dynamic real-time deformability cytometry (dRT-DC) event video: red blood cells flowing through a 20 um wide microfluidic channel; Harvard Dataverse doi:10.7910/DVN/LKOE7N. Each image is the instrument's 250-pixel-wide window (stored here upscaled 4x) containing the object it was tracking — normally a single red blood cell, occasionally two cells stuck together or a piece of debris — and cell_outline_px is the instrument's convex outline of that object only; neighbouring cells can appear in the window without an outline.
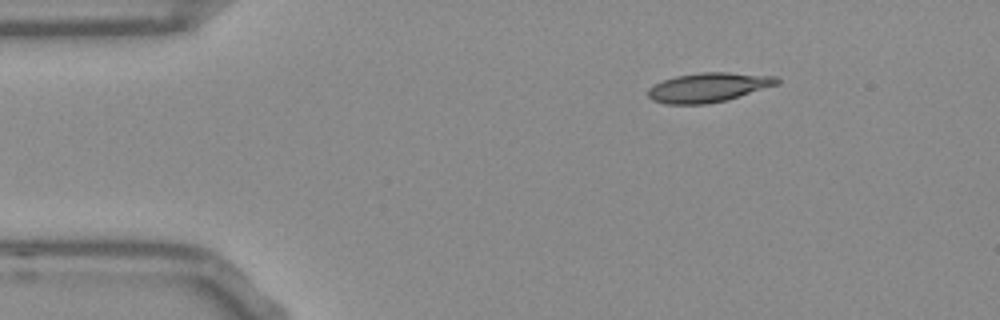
{"species": "Egyptian fruit bat (a non-hibernating species)", "species_latin": "Rousettus aegyptiacus", "temperature_condition": "room temperature", "stored_images_in_passage": 46, "camera_frame_rate_fps": 3000, "um_per_image_px": 0.085, "frame": {"image": 1, "passage_image": 1, "time_ms": 0.0, "image_size_px": [1000, 320], "cell_outline_px": [[780, 84], [724, 100], [708, 104], [664, 104], [652, 100], [648, 96], [648, 88], [652, 84], [676, 76], [700, 72], [728, 72], [776, 76], [780, 80]], "centroid_in_image_um": [60.19, 7.42], "position_along_channel_um": 24.8, "area_um2": 22.08}}
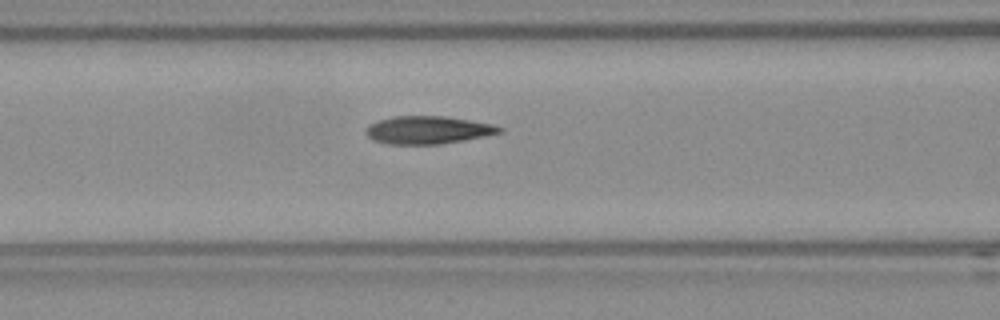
{"frame": {"image": 2, "passage_image": 14, "time_ms": 4.333, "image_size_px": [1000, 320], "cell_outline_px": [[504, 132], [464, 140], [440, 144], [388, 144], [372, 140], [364, 132], [364, 128], [368, 124], [392, 116], [444, 116], [492, 124], [504, 128]], "centroid_in_image_um": [36.34, 11.05], "position_along_channel_um": 130.3, "area_um2": 21.73}}
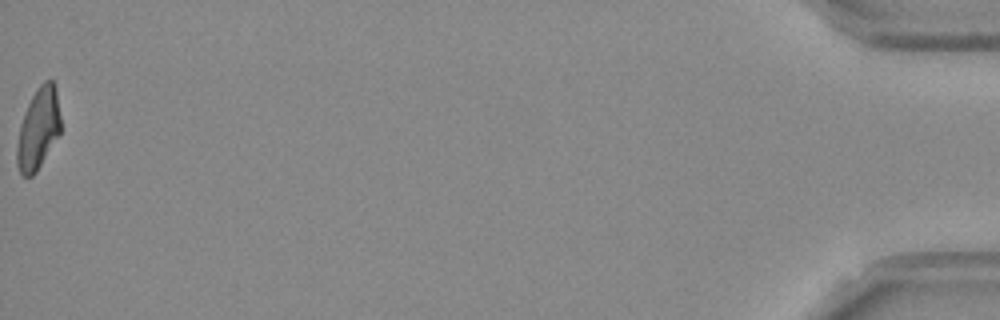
{"frame": {"image": 3, "passage_image": 46, "time_ms": 15.0, "image_size_px": [1000, 320], "cell_outline_px": [[60, 132], [36, 172], [32, 176], [24, 176], [20, 172], [16, 164], [16, 148], [20, 124], [28, 104], [32, 96], [40, 84], [44, 80], [52, 80], [56, 88], [60, 116]], "centroid_in_image_um": [3.24, 10.94], "position_along_channel_um": 432.0, "area_um2": 20.46}, "authors_computed_cell_mechanics": {"area_um2": 21.6461, "velocity_mm_per_s": 3.8246, "shape_relaxation_time_tau1_ms": 7.3429, "shape_relaxation_time_tau2_ms": 2.1523, "deformation_change_tau1": 0.2373, "deformation_change_tau2": 0.1062}}